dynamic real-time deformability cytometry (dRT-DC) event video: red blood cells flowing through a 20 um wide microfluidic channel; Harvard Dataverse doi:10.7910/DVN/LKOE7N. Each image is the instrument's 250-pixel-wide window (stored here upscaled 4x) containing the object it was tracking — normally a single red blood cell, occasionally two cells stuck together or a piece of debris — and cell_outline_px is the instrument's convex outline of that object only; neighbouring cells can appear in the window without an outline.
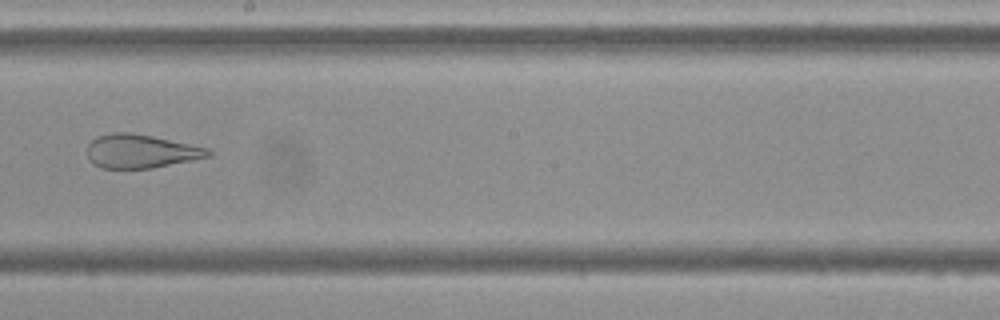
{"species": "Egyptian fruit bat (a non-hibernating species)", "species_latin": "Rousettus aegyptiacus", "temperature_condition": "cold", "stored_images_in_passage": 9, "camera_frame_rate_fps": 3000, "um_per_image_px": 0.085, "frame": {"image": 1, "passage_image": 9, "time_ms": 9.333, "image_size_px": [1000, 320], "cell_outline_px": [[212, 156], [152, 168], [100, 168], [92, 164], [88, 160], [88, 144], [96, 136], [112, 132], [132, 132], [152, 136], [208, 148], [212, 152]], "centroid_in_image_um": [11.94, 12.85], "position_along_channel_um": 236.3, "area_um2": 23.81}}